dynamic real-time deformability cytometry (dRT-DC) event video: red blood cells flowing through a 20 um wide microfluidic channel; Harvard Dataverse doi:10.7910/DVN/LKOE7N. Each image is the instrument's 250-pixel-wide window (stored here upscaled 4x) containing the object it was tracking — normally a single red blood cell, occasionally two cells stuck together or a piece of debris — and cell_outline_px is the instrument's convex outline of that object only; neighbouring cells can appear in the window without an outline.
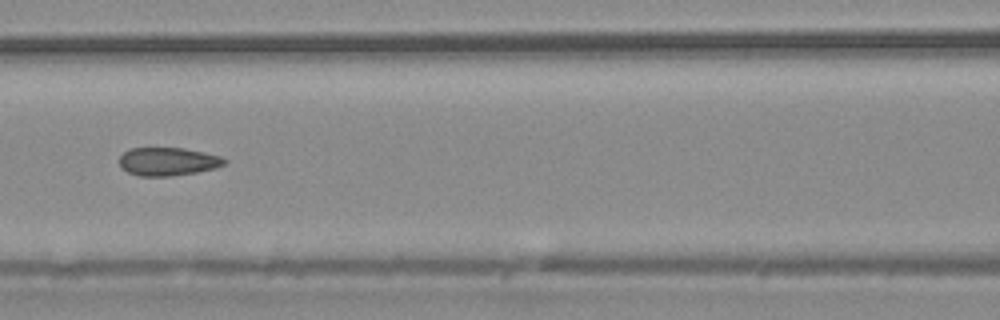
{"species": "common noctule bat (a hibernating species)", "species_latin": "Nyctalus noctula", "temperature_condition": "warm", "stored_images_in_passage": 3, "camera_frame_rate_fps": 3000, "um_per_image_px": 0.085, "animal": {"sex": "male", "body_mass_g": 20.4}, "frame": {"image": 1, "passage_image": 3, "time_ms": 0.667, "image_size_px": [1000, 320], "cell_outline_px": [[228, 160], [224, 164], [216, 168], [196, 172], [168, 176], [140, 176], [128, 172], [120, 164], [120, 156], [124, 152], [132, 148], [184, 148], [204, 152], [220, 156]], "centroid_in_image_um": [14.3, 13.72], "position_along_channel_um": 152.3, "area_um2": 17.11}}